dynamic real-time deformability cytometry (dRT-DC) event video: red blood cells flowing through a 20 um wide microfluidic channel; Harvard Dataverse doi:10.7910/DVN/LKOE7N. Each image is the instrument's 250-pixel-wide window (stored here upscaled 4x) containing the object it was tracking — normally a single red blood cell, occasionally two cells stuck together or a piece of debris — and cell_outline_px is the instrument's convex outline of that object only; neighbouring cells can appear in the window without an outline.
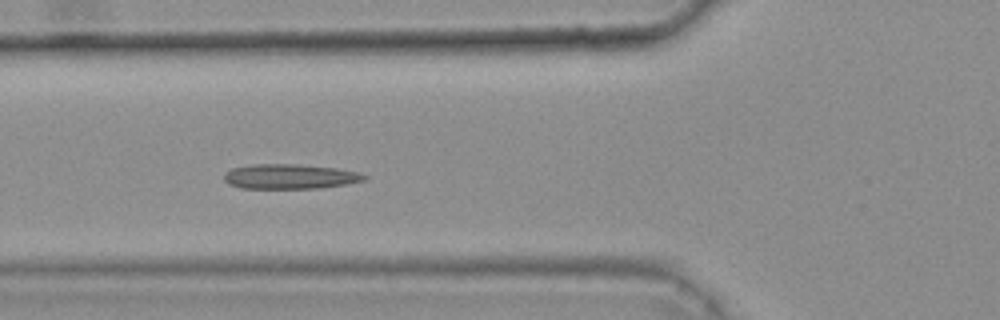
{"species": "common noctule bat (a hibernating species)", "species_latin": "Nyctalus noctula", "temperature_condition": "warm", "stored_images_in_passage": 46, "camera_frame_rate_fps": 3000, "um_per_image_px": 0.085, "animal": {"sex": "female", "body_mass_g": 25.1}, "frame": {"image": 1, "passage_image": 20, "time_ms": 6.333, "image_size_px": [1000, 320], "cell_outline_px": [[368, 180], [348, 184], [320, 188], [240, 188], [228, 184], [224, 180], [224, 172], [232, 168], [252, 164], [296, 164], [336, 168], [356, 172], [368, 176]], "centroid_in_image_um": [24.64, 15.0], "position_along_channel_um": 101.2, "area_um2": 20.4}, "authors_computed_cell_mechanics": {"area_um2": 19.4497, "velocity_mm_per_s": 3.7328, "shape_relaxation_time_tau1_ms": null, "shape_relaxation_time_tau2_ms": 5.6084, "deformation_change_tau1": null, "deformation_change_tau2": 0.1135}}